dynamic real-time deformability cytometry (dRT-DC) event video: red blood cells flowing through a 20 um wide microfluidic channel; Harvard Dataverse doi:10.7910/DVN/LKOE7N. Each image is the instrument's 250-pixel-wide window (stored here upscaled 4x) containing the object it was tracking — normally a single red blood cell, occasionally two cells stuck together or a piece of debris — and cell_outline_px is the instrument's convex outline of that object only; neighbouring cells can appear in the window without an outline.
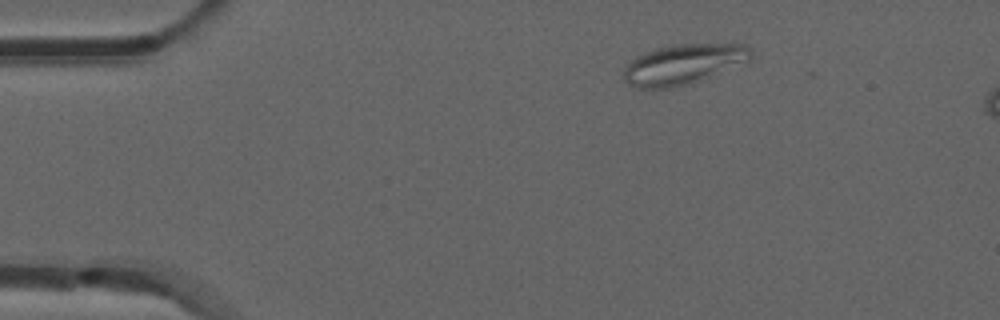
{"species": "common noctule bat (a hibernating species)", "species_latin": "Nyctalus noctula", "temperature_condition": "room temperature", "stored_images_in_passage": 46, "camera_frame_rate_fps": 3000, "um_per_image_px": 0.085, "animal": {"sex": "male", "forearm_length_mm": 52.5}, "frame": {"image": 1, "passage_image": 1, "time_ms": 0.0, "image_size_px": [1000, 320], "cell_outline_px": [[752, 56], [748, 60], [708, 76], [684, 84], [668, 88], [640, 88], [628, 84], [624, 80], [624, 68], [628, 60], [636, 56], [672, 44], [744, 44], [752, 48]], "centroid_in_image_um": [58.03, 5.44], "position_along_channel_um": 27.0, "area_um2": 29.02}}
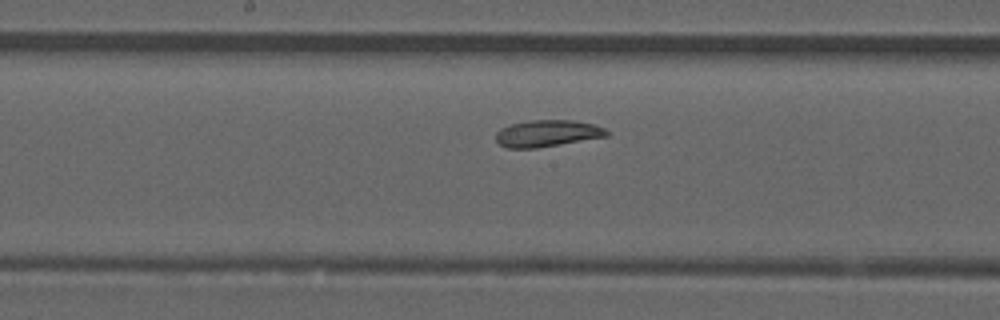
{"frame": {"image": 2, "passage_image": 20, "time_ms": 6.333, "image_size_px": [1000, 320], "cell_outline_px": [[608, 136], [536, 148], [508, 148], [500, 144], [496, 140], [496, 132], [500, 128], [508, 124], [532, 120], [572, 120], [592, 124], [604, 128], [608, 132]], "centroid_in_image_um": [46.48, 11.33], "position_along_channel_um": 201.7, "area_um2": 17.17}}
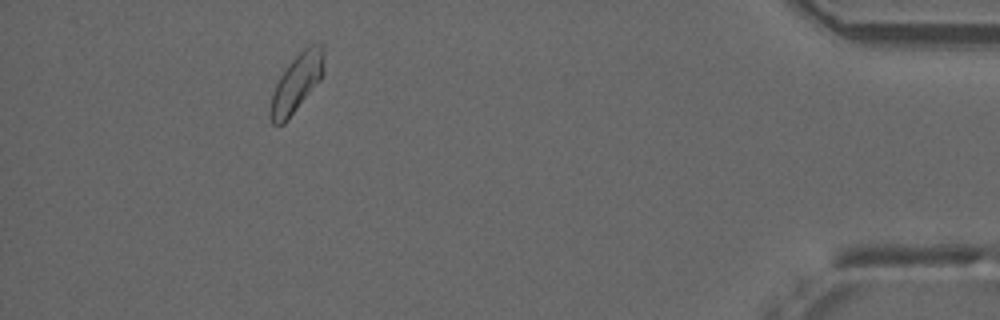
{"frame": {"image": 3, "passage_image": 41, "time_ms": 13.333, "image_size_px": [1000, 320], "cell_outline_px": [[324, 72], [320, 80], [288, 120], [284, 124], [272, 124], [268, 116], [268, 112], [272, 92], [284, 68], [308, 44], [320, 44], [324, 52]], "centroid_in_image_um": [25.19, 7.08], "position_along_channel_um": 410.0, "area_um2": 18.26}, "authors_computed_cell_mechanics": {"area_um2": 17.8891, "velocity_mm_per_s": 3.8189, "shape_relaxation_time_tau1_ms": null, "shape_relaxation_time_tau2_ms": 3.6755, "deformation_change_tau1": null, "deformation_change_tau2": 0.1112}}